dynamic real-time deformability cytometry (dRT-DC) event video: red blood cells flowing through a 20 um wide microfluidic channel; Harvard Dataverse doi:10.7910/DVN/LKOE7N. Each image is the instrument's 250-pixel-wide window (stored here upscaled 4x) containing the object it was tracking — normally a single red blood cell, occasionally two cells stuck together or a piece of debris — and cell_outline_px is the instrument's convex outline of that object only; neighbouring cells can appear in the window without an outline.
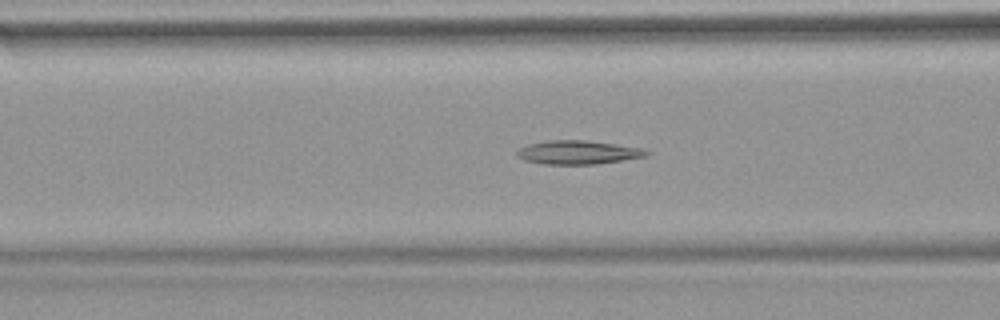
{"species": "common noctule bat (a hibernating species)", "species_latin": "Nyctalus noctula", "temperature_condition": "warm", "stored_images_in_passage": 53, "camera_frame_rate_fps": 3000, "um_per_image_px": 0.085, "animal": {"sex": "female", "body_mass_g": 18.4}, "frame": {"image": 1, "passage_image": 20, "time_ms": 6.333, "image_size_px": [1000, 320], "cell_outline_px": [[652, 152], [648, 156], [596, 164], [544, 164], [524, 160], [516, 156], [516, 152], [520, 148], [528, 144], [548, 140], [584, 140], [644, 148]], "centroid_in_image_um": [49.15, 12.95], "position_along_channel_um": 117.5, "area_um2": 17.92}}
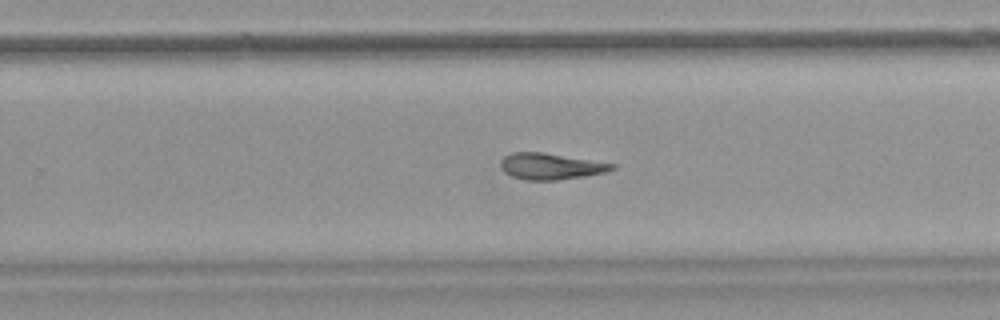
{"frame": {"image": 2, "passage_image": 33, "time_ms": 10.667, "image_size_px": [1000, 320], "cell_outline_px": [[616, 168], [608, 172], [584, 176], [556, 180], [524, 180], [512, 176], [504, 172], [500, 168], [500, 160], [504, 156], [512, 152], [544, 152], [616, 164]], "centroid_in_image_um": [46.8, 14.13], "position_along_channel_um": 283.0, "area_um2": 17.22}}
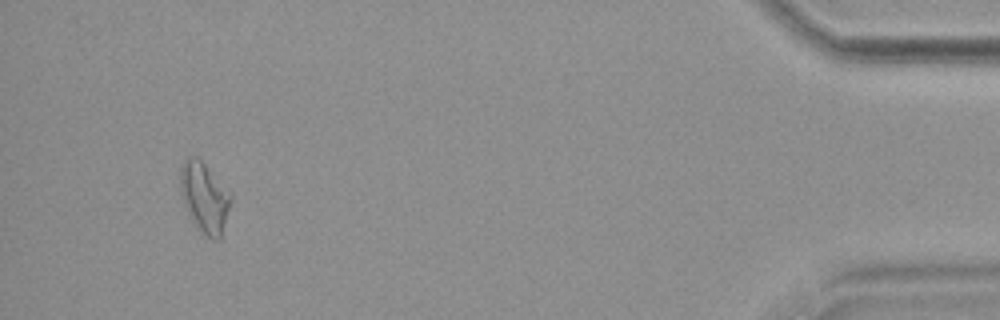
{"frame": {"image": 3, "passage_image": 49, "time_ms": 16.0, "image_size_px": [1000, 320], "cell_outline_px": [[232, 196], [220, 240], [212, 240], [200, 228], [188, 212], [184, 204], [180, 188], [180, 164], [188, 156], [196, 156], [204, 164]], "centroid_in_image_um": [17.35, 16.74], "position_along_channel_um": 417.8, "area_um2": 19.88}, "authors_computed_cell_mechanics": {"area_um2": 18.207, "velocity_mm_per_s": 3.8343, "shape_relaxation_time_tau1_ms": null, "shape_relaxation_time_tau2_ms": 10.8638, "deformation_change_tau1": null, "deformation_change_tau2": 0.2477}}